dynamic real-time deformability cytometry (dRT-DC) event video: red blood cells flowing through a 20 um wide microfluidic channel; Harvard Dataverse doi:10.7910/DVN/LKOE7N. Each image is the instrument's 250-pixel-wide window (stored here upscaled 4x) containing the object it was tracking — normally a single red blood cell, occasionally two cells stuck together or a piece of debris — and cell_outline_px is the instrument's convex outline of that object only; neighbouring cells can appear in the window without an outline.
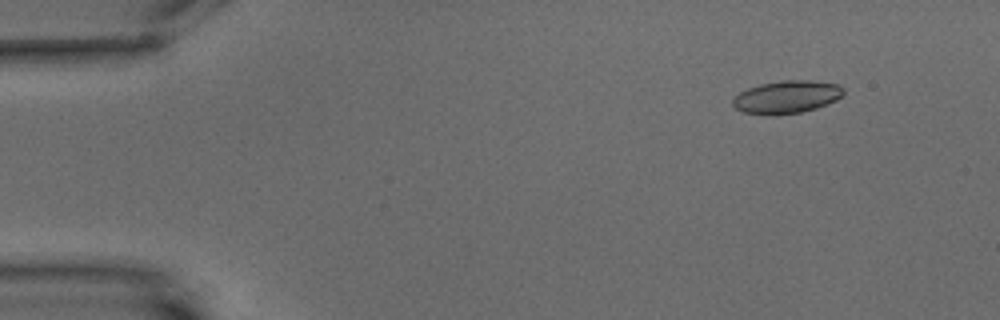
{"species": "common noctule bat (a hibernating species)", "species_latin": "Nyctalus noctula", "temperature_condition": "warm", "stored_images_in_passage": 6, "camera_frame_rate_fps": 3000, "um_per_image_px": 0.085, "animal": {"sex": "male", "body_mass_g": 15.6}, "frame": {"image": 1, "passage_image": 6, "time_ms": 6.0, "image_size_px": [1000, 320], "cell_outline_px": [[844, 92], [836, 100], [816, 108], [800, 112], [744, 112], [736, 108], [732, 104], [732, 100], [740, 92], [748, 88], [760, 84], [784, 80], [812, 80], [840, 84], [844, 88]], "centroid_in_image_um": [66.93, 8.18], "position_along_channel_um": 18.1, "area_um2": 20.35}}